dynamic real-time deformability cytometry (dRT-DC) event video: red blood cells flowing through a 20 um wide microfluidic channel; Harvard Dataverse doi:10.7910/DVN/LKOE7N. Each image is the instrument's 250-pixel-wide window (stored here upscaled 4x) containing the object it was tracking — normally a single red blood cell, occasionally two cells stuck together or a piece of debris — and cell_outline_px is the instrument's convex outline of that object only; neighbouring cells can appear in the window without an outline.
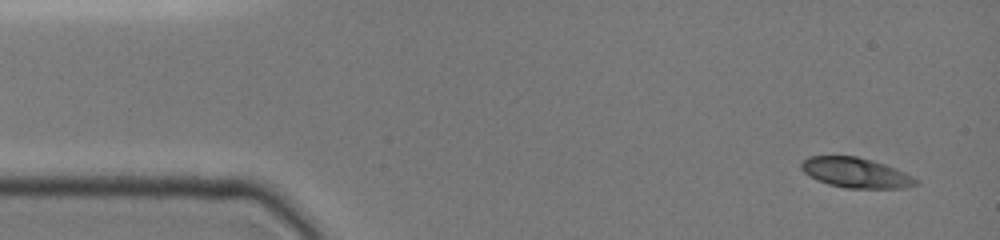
{"species": "common noctule bat (a hibernating species)", "species_latin": "Nyctalus noctula", "temperature_condition": "cold", "stored_images_in_passage": 20, "camera_frame_rate_fps": 3000, "um_per_image_px": 0.085, "animal": {"sex": "female", "body_mass_g": 19.0, "forearm_length_mm": 51.5}, "frame": {"image": 1, "passage_image": 1, "time_ms": 0.0, "image_size_px": [1000, 240], "cell_outline_px": [[920, 184], [904, 188], [844, 188], [828, 184], [816, 180], [804, 172], [800, 168], [800, 164], [808, 156], [856, 156], [872, 160], [896, 168], [920, 180]], "centroid_in_image_um": [72.76, 14.69], "position_along_channel_um": 12.2, "area_um2": 20.23}}
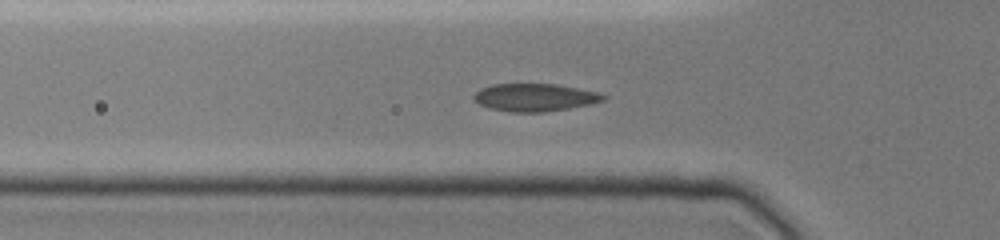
{"frame": {"image": 2, "passage_image": 12, "time_ms": 4.333, "image_size_px": [1000, 240], "cell_outline_px": [[608, 96], [604, 100], [592, 104], [544, 112], [512, 112], [488, 108], [472, 100], [472, 96], [480, 88], [492, 84], [556, 84], [580, 88], [600, 92]], "centroid_in_image_um": [45.46, 8.27], "position_along_channel_um": 80.3, "area_um2": 21.15}}
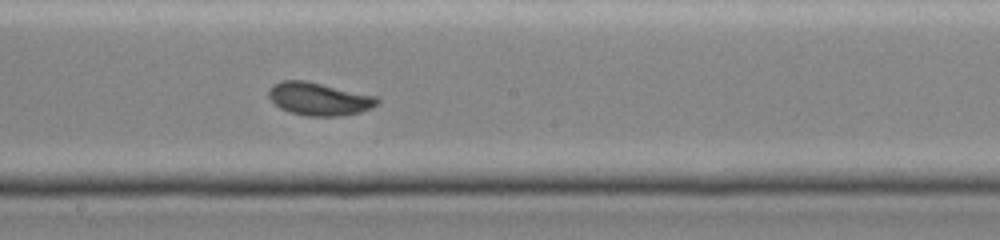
{"frame": {"image": 3, "passage_image": 20, "time_ms": 8.0, "image_size_px": [1000, 240], "cell_outline_px": [[380, 100], [372, 108], [360, 112], [340, 116], [308, 116], [288, 112], [280, 108], [268, 96], [268, 88], [272, 84], [280, 80], [308, 80], [380, 96]], "centroid_in_image_um": [27.14, 8.38], "position_along_channel_um": 221.1, "area_um2": 21.33}}